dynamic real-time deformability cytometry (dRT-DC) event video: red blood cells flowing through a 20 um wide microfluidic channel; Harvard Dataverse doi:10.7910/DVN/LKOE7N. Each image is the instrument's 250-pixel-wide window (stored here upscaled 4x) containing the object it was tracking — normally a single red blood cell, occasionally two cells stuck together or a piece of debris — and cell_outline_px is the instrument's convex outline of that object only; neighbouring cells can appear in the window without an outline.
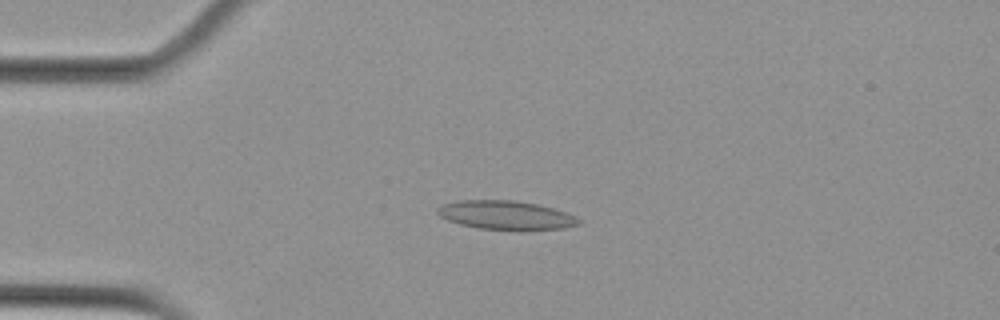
{"species": "Egyptian fruit bat (a non-hibernating species)", "species_latin": "Rousettus aegyptiacus", "temperature_condition": "cold", "stored_images_in_passage": 56, "camera_frame_rate_fps": 3000, "um_per_image_px": 0.085, "animal": {"sex": "female"}, "frame": {"image": 1, "passage_image": 13, "time_ms": 4.0, "image_size_px": [1000, 320], "cell_outline_px": [[580, 224], [564, 228], [520, 232], [480, 228], [460, 224], [448, 220], [440, 216], [436, 212], [436, 208], [444, 204], [460, 200], [512, 200], [536, 204], [552, 208], [576, 216], [580, 220]], "centroid_in_image_um": [43.02, 18.32], "position_along_channel_um": 42.0, "area_um2": 24.1}}
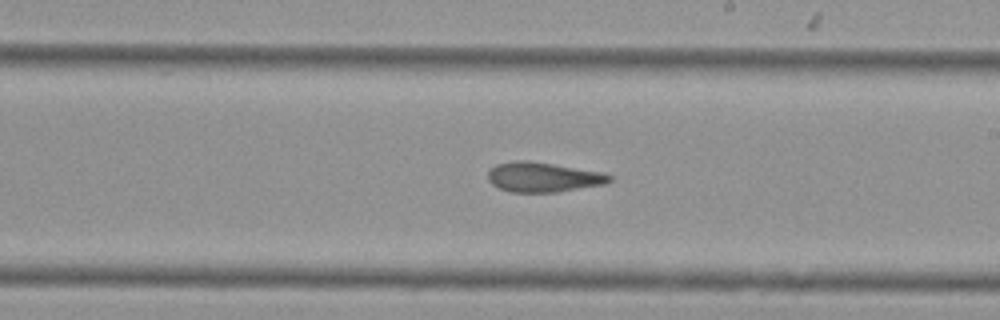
{"frame": {"image": 2, "passage_image": 32, "time_ms": 10.333, "image_size_px": [1000, 320], "cell_outline_px": [[612, 180], [604, 184], [560, 192], [512, 192], [500, 188], [492, 184], [488, 180], [488, 172], [496, 164], [516, 160], [528, 160], [600, 172], [612, 176]], "centroid_in_image_um": [46.15, 15.06], "position_along_channel_um": 242.9, "area_um2": 20.92}}
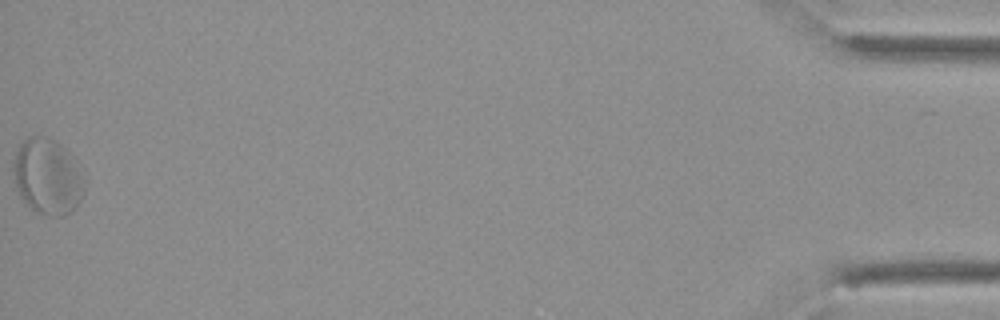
{"frame": {"image": 3, "passage_image": 56, "time_ms": 18.333, "image_size_px": [1000, 320], "cell_outline_px": [[88, 180], [84, 192], [76, 208], [64, 216], [48, 216], [32, 208], [20, 196], [16, 184], [12, 168], [12, 164], [16, 152], [20, 144], [28, 136], [44, 136], [56, 140], [68, 148]], "centroid_in_image_um": [4.1, 14.98], "position_along_channel_um": 431.1, "area_um2": 32.08}, "authors_computed_cell_mechanics": {"area_um2": 23.2645, "velocity_mm_per_s": 3.5861, "shape_relaxation_time_tau1_ms": null, "shape_relaxation_time_tau2_ms": 3.0805, "deformation_change_tau1": null, "deformation_change_tau2": 0.104}}